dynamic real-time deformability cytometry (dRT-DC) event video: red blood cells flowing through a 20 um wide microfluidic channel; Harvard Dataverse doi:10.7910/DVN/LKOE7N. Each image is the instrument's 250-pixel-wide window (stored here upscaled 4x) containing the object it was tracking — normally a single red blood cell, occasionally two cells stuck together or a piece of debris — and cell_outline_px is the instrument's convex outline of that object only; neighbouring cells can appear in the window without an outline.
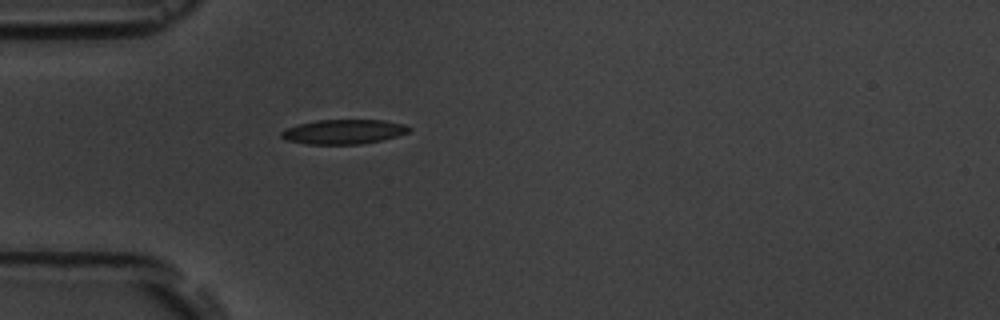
{"species": "common noctule bat (a hibernating species)", "species_latin": "Nyctalus noctula", "temperature_condition": "room temperature", "stored_images_in_passage": 4, "camera_frame_rate_fps": 3000, "um_per_image_px": 0.085, "animal": {"sex": "male", "body_mass_g": 19.5, "forearm_length_mm": 54.6}, "frame": {"image": 1, "passage_image": 4, "time_ms": 3.667, "image_size_px": [1000, 320], "cell_outline_px": [[412, 128], [408, 132], [396, 136], [380, 140], [360, 144], [308, 144], [288, 140], [280, 136], [280, 132], [288, 128], [300, 124], [316, 120], [384, 120], [404, 124]], "centroid_in_image_um": [29.22, 11.19], "position_along_channel_um": 55.8, "area_um2": 18.03}}